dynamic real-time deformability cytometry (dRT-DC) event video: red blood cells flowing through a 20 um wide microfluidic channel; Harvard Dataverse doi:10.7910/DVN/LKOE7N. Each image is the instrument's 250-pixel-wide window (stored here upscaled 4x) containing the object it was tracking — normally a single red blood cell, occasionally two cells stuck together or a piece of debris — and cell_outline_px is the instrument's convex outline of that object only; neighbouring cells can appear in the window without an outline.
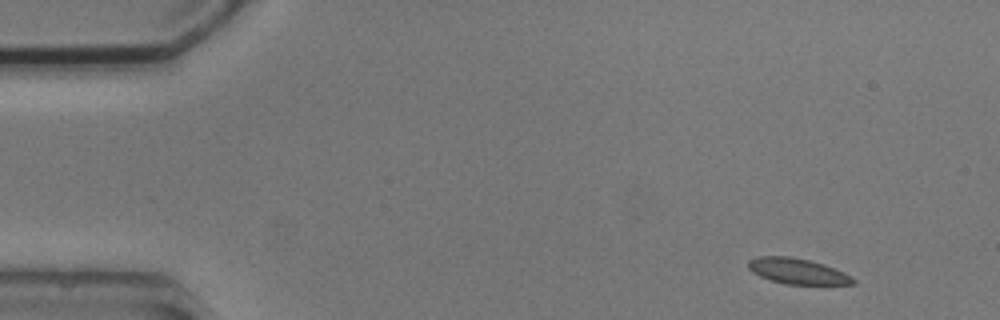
{"species": "common noctule bat (a hibernating species)", "species_latin": "Nyctalus noctula", "temperature_condition": "cold", "stored_images_in_passage": 4, "camera_frame_rate_fps": 3000, "um_per_image_px": 0.085, "animal": {"sex": "male", "body_mass_g": 20.5, "forearm_length_mm": 52.5}, "frame": {"image": 1, "passage_image": 1, "time_ms": 0.0, "image_size_px": [1000, 320], "cell_outline_px": [[856, 284], [784, 284], [760, 276], [752, 272], [748, 268], [748, 260], [760, 256], [788, 256], [808, 260], [824, 264], [844, 272], [852, 276], [856, 280]], "centroid_in_image_um": [67.8, 23.05], "position_along_channel_um": 17.2, "area_um2": 15.61}}
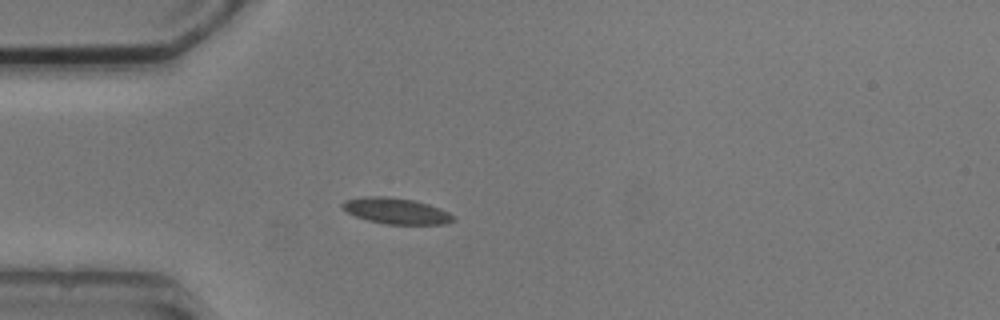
{"frame": {"image": 2, "passage_image": 4, "time_ms": 3.333, "image_size_px": [1000, 320], "cell_outline_px": [[456, 220], [444, 224], [384, 224], [368, 220], [356, 216], [348, 212], [340, 204], [344, 200], [364, 196], [384, 196], [416, 200], [440, 208], [456, 216]], "centroid_in_image_um": [33.7, 17.92], "position_along_channel_um": 51.3, "area_um2": 16.88}}